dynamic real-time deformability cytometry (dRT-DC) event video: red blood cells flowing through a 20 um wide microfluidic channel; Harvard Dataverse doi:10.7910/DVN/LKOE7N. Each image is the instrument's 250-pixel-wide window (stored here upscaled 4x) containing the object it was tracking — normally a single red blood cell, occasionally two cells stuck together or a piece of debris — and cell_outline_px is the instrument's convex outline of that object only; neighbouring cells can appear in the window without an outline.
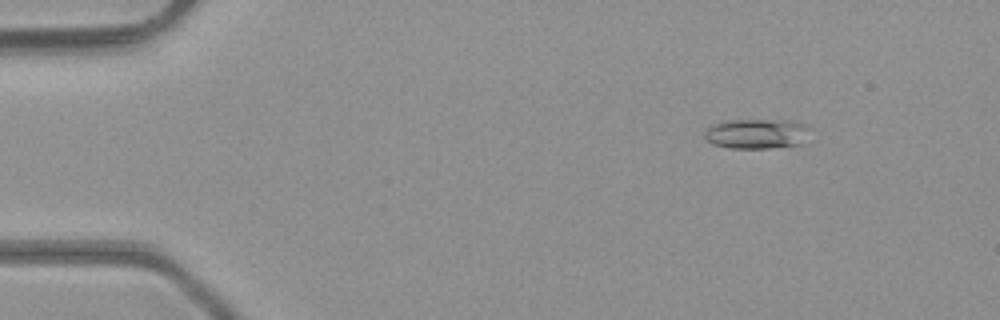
{"species": "common noctule bat (a hibernating species)", "species_latin": "Nyctalus noctula", "temperature_condition": "room temperature", "stored_images_in_passage": 4, "camera_frame_rate_fps": 3000, "um_per_image_px": 0.085, "animal": {"sex": "male", "body_mass_g": 23.1, "forearm_length_mm": 52.7}, "frame": {"image": 1, "passage_image": 2, "time_ms": 0.333, "image_size_px": [1000, 320], "cell_outline_px": [[812, 128], [800, 144], [768, 148], [728, 148], [716, 144], [708, 140], [704, 136], [704, 132], [712, 124], [724, 120], [792, 120], [808, 124]], "centroid_in_image_um": [64.35, 11.34], "position_along_channel_um": 20.6, "area_um2": 18.5}}